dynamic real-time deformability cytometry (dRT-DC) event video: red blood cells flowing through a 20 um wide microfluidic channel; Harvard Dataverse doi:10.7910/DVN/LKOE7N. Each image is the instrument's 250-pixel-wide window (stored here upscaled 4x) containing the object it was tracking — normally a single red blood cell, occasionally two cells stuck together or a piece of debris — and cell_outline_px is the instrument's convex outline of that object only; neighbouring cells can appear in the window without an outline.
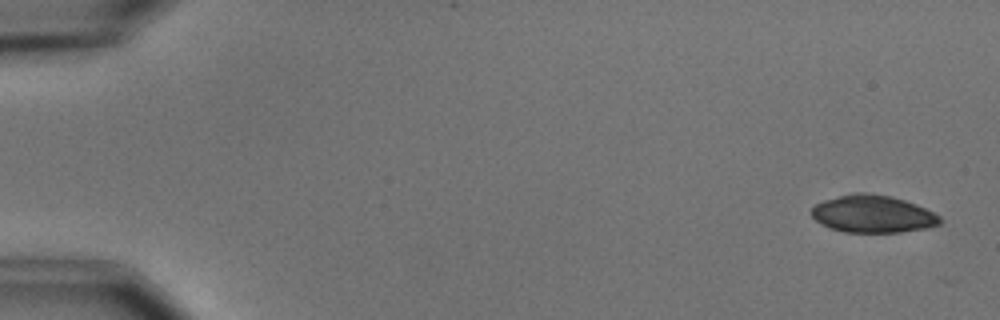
{"species": "common noctule bat (a hibernating species)", "species_latin": "Nyctalus noctula", "temperature_condition": "cold", "stored_images_in_passage": 5, "camera_frame_rate_fps": 3000, "um_per_image_px": 0.085, "animal": {"sex": "male", "body_mass_g": 15.6}, "frame": {"image": 1, "passage_image": 1, "time_ms": 0.0, "image_size_px": [1000, 320], "cell_outline_px": [[940, 224], [928, 228], [900, 232], [844, 232], [820, 224], [812, 216], [812, 208], [816, 204], [824, 200], [852, 192], [864, 192], [892, 196], [916, 204], [940, 216]], "centroid_in_image_um": [74.18, 18.18], "position_along_channel_um": 10.8, "area_um2": 27.98}}
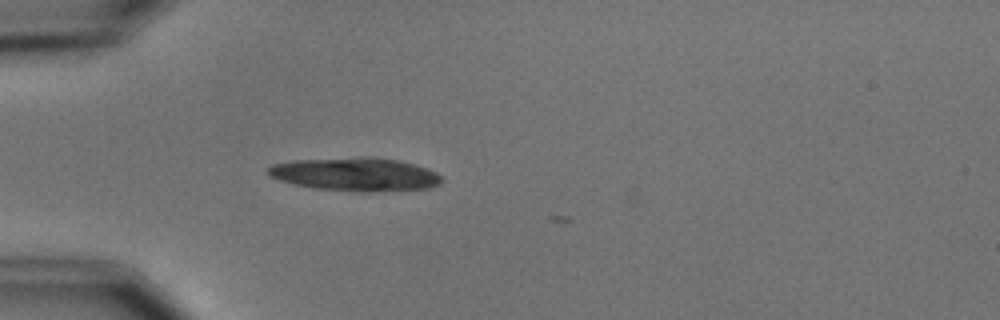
{"frame": {"image": 2, "passage_image": 4, "time_ms": 4.667, "image_size_px": [1000, 320], "cell_outline_px": [[444, 180], [440, 184], [428, 188], [372, 192], [360, 192], [312, 188], [292, 184], [280, 180], [272, 176], [268, 172], [268, 168], [272, 164], [292, 160], [360, 156], [372, 156], [400, 160], [428, 168], [436, 172]], "centroid_in_image_um": [30.23, 14.8], "position_along_channel_um": 54.8, "area_um2": 34.28}}